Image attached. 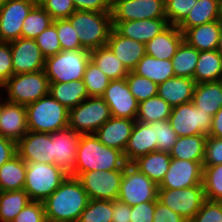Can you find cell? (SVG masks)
Masks as SVG:
<instances>
[{"label": "cell", "mask_w": 222, "mask_h": 222, "mask_svg": "<svg viewBox=\"0 0 222 222\" xmlns=\"http://www.w3.org/2000/svg\"><path fill=\"white\" fill-rule=\"evenodd\" d=\"M89 200L80 181L68 175L43 201L47 222H78Z\"/></svg>", "instance_id": "1"}, {"label": "cell", "mask_w": 222, "mask_h": 222, "mask_svg": "<svg viewBox=\"0 0 222 222\" xmlns=\"http://www.w3.org/2000/svg\"><path fill=\"white\" fill-rule=\"evenodd\" d=\"M128 163L124 153L105 146L95 134H81L74 168V177L88 171L124 169Z\"/></svg>", "instance_id": "2"}, {"label": "cell", "mask_w": 222, "mask_h": 222, "mask_svg": "<svg viewBox=\"0 0 222 222\" xmlns=\"http://www.w3.org/2000/svg\"><path fill=\"white\" fill-rule=\"evenodd\" d=\"M83 48L93 50L107 44L113 23L111 12L76 10L68 18Z\"/></svg>", "instance_id": "3"}, {"label": "cell", "mask_w": 222, "mask_h": 222, "mask_svg": "<svg viewBox=\"0 0 222 222\" xmlns=\"http://www.w3.org/2000/svg\"><path fill=\"white\" fill-rule=\"evenodd\" d=\"M28 130L53 133L68 127L69 110L50 94L25 106Z\"/></svg>", "instance_id": "4"}, {"label": "cell", "mask_w": 222, "mask_h": 222, "mask_svg": "<svg viewBox=\"0 0 222 222\" xmlns=\"http://www.w3.org/2000/svg\"><path fill=\"white\" fill-rule=\"evenodd\" d=\"M90 61V50H61L45 59L44 71L49 83L83 80L86 66Z\"/></svg>", "instance_id": "5"}, {"label": "cell", "mask_w": 222, "mask_h": 222, "mask_svg": "<svg viewBox=\"0 0 222 222\" xmlns=\"http://www.w3.org/2000/svg\"><path fill=\"white\" fill-rule=\"evenodd\" d=\"M66 174L55 164L26 162L24 190L31 201H45L66 179Z\"/></svg>", "instance_id": "6"}, {"label": "cell", "mask_w": 222, "mask_h": 222, "mask_svg": "<svg viewBox=\"0 0 222 222\" xmlns=\"http://www.w3.org/2000/svg\"><path fill=\"white\" fill-rule=\"evenodd\" d=\"M7 93L4 99L27 106L49 94V81L44 70L12 75L1 87Z\"/></svg>", "instance_id": "7"}, {"label": "cell", "mask_w": 222, "mask_h": 222, "mask_svg": "<svg viewBox=\"0 0 222 222\" xmlns=\"http://www.w3.org/2000/svg\"><path fill=\"white\" fill-rule=\"evenodd\" d=\"M110 108L102 97H88L69 110V124L80 134H94L111 118Z\"/></svg>", "instance_id": "8"}, {"label": "cell", "mask_w": 222, "mask_h": 222, "mask_svg": "<svg viewBox=\"0 0 222 222\" xmlns=\"http://www.w3.org/2000/svg\"><path fill=\"white\" fill-rule=\"evenodd\" d=\"M158 185L140 172L134 165L128 163L120 183L118 200L134 206L143 202L156 201Z\"/></svg>", "instance_id": "9"}, {"label": "cell", "mask_w": 222, "mask_h": 222, "mask_svg": "<svg viewBox=\"0 0 222 222\" xmlns=\"http://www.w3.org/2000/svg\"><path fill=\"white\" fill-rule=\"evenodd\" d=\"M212 117L191 101L172 107L169 122L178 137L208 135Z\"/></svg>", "instance_id": "10"}, {"label": "cell", "mask_w": 222, "mask_h": 222, "mask_svg": "<svg viewBox=\"0 0 222 222\" xmlns=\"http://www.w3.org/2000/svg\"><path fill=\"white\" fill-rule=\"evenodd\" d=\"M157 200L190 221L206 200L203 186L183 189L158 188Z\"/></svg>", "instance_id": "11"}, {"label": "cell", "mask_w": 222, "mask_h": 222, "mask_svg": "<svg viewBox=\"0 0 222 222\" xmlns=\"http://www.w3.org/2000/svg\"><path fill=\"white\" fill-rule=\"evenodd\" d=\"M124 169L109 171H88L77 179L88 194L89 199L117 200Z\"/></svg>", "instance_id": "12"}, {"label": "cell", "mask_w": 222, "mask_h": 222, "mask_svg": "<svg viewBox=\"0 0 222 222\" xmlns=\"http://www.w3.org/2000/svg\"><path fill=\"white\" fill-rule=\"evenodd\" d=\"M112 21L166 18L165 0H112Z\"/></svg>", "instance_id": "13"}, {"label": "cell", "mask_w": 222, "mask_h": 222, "mask_svg": "<svg viewBox=\"0 0 222 222\" xmlns=\"http://www.w3.org/2000/svg\"><path fill=\"white\" fill-rule=\"evenodd\" d=\"M37 4L34 0H7L0 7V42L21 37L24 19Z\"/></svg>", "instance_id": "14"}, {"label": "cell", "mask_w": 222, "mask_h": 222, "mask_svg": "<svg viewBox=\"0 0 222 222\" xmlns=\"http://www.w3.org/2000/svg\"><path fill=\"white\" fill-rule=\"evenodd\" d=\"M101 97L109 106L112 117L136 120L139 102L130 92L126 78L110 80Z\"/></svg>", "instance_id": "15"}, {"label": "cell", "mask_w": 222, "mask_h": 222, "mask_svg": "<svg viewBox=\"0 0 222 222\" xmlns=\"http://www.w3.org/2000/svg\"><path fill=\"white\" fill-rule=\"evenodd\" d=\"M203 165L200 162L173 159L158 188L183 189L203 186Z\"/></svg>", "instance_id": "16"}, {"label": "cell", "mask_w": 222, "mask_h": 222, "mask_svg": "<svg viewBox=\"0 0 222 222\" xmlns=\"http://www.w3.org/2000/svg\"><path fill=\"white\" fill-rule=\"evenodd\" d=\"M12 52L13 75L34 73L45 68V57L36 40L22 38L10 42Z\"/></svg>", "instance_id": "17"}, {"label": "cell", "mask_w": 222, "mask_h": 222, "mask_svg": "<svg viewBox=\"0 0 222 222\" xmlns=\"http://www.w3.org/2000/svg\"><path fill=\"white\" fill-rule=\"evenodd\" d=\"M80 136L69 126L51 133L54 164L73 177Z\"/></svg>", "instance_id": "18"}, {"label": "cell", "mask_w": 222, "mask_h": 222, "mask_svg": "<svg viewBox=\"0 0 222 222\" xmlns=\"http://www.w3.org/2000/svg\"><path fill=\"white\" fill-rule=\"evenodd\" d=\"M17 155L25 162L54 164L51 133L28 130L17 142Z\"/></svg>", "instance_id": "19"}, {"label": "cell", "mask_w": 222, "mask_h": 222, "mask_svg": "<svg viewBox=\"0 0 222 222\" xmlns=\"http://www.w3.org/2000/svg\"><path fill=\"white\" fill-rule=\"evenodd\" d=\"M2 96L1 94L0 98ZM1 99L3 100H0V135L18 142L28 132L26 108L3 97Z\"/></svg>", "instance_id": "20"}, {"label": "cell", "mask_w": 222, "mask_h": 222, "mask_svg": "<svg viewBox=\"0 0 222 222\" xmlns=\"http://www.w3.org/2000/svg\"><path fill=\"white\" fill-rule=\"evenodd\" d=\"M114 29L122 36L146 44L165 30L169 23L166 18L112 21Z\"/></svg>", "instance_id": "21"}, {"label": "cell", "mask_w": 222, "mask_h": 222, "mask_svg": "<svg viewBox=\"0 0 222 222\" xmlns=\"http://www.w3.org/2000/svg\"><path fill=\"white\" fill-rule=\"evenodd\" d=\"M157 151V141L154 135V122L141 123L135 121L128 143L124 151L127 163H132L138 157Z\"/></svg>", "instance_id": "22"}, {"label": "cell", "mask_w": 222, "mask_h": 222, "mask_svg": "<svg viewBox=\"0 0 222 222\" xmlns=\"http://www.w3.org/2000/svg\"><path fill=\"white\" fill-rule=\"evenodd\" d=\"M135 121L128 118L111 117L94 134L105 146L124 153Z\"/></svg>", "instance_id": "23"}, {"label": "cell", "mask_w": 222, "mask_h": 222, "mask_svg": "<svg viewBox=\"0 0 222 222\" xmlns=\"http://www.w3.org/2000/svg\"><path fill=\"white\" fill-rule=\"evenodd\" d=\"M106 45L129 71H132L146 54L144 43L122 36L114 28Z\"/></svg>", "instance_id": "24"}, {"label": "cell", "mask_w": 222, "mask_h": 222, "mask_svg": "<svg viewBox=\"0 0 222 222\" xmlns=\"http://www.w3.org/2000/svg\"><path fill=\"white\" fill-rule=\"evenodd\" d=\"M183 41L182 31L176 25H169L145 44L146 54L161 60L172 59Z\"/></svg>", "instance_id": "25"}, {"label": "cell", "mask_w": 222, "mask_h": 222, "mask_svg": "<svg viewBox=\"0 0 222 222\" xmlns=\"http://www.w3.org/2000/svg\"><path fill=\"white\" fill-rule=\"evenodd\" d=\"M195 81L187 77L174 76L158 85L157 95L170 106L191 102Z\"/></svg>", "instance_id": "26"}, {"label": "cell", "mask_w": 222, "mask_h": 222, "mask_svg": "<svg viewBox=\"0 0 222 222\" xmlns=\"http://www.w3.org/2000/svg\"><path fill=\"white\" fill-rule=\"evenodd\" d=\"M221 32V20L211 21L187 29L183 33L184 41L200 51L216 50Z\"/></svg>", "instance_id": "27"}, {"label": "cell", "mask_w": 222, "mask_h": 222, "mask_svg": "<svg viewBox=\"0 0 222 222\" xmlns=\"http://www.w3.org/2000/svg\"><path fill=\"white\" fill-rule=\"evenodd\" d=\"M192 102L199 110L214 116L222 106V80L196 83Z\"/></svg>", "instance_id": "28"}, {"label": "cell", "mask_w": 222, "mask_h": 222, "mask_svg": "<svg viewBox=\"0 0 222 222\" xmlns=\"http://www.w3.org/2000/svg\"><path fill=\"white\" fill-rule=\"evenodd\" d=\"M171 157L169 153L162 151H153L146 155L138 157L131 164L140 172L145 174L154 183L159 185L166 172L169 170Z\"/></svg>", "instance_id": "29"}, {"label": "cell", "mask_w": 222, "mask_h": 222, "mask_svg": "<svg viewBox=\"0 0 222 222\" xmlns=\"http://www.w3.org/2000/svg\"><path fill=\"white\" fill-rule=\"evenodd\" d=\"M49 94L68 110L76 107L89 97L83 80L49 83Z\"/></svg>", "instance_id": "30"}, {"label": "cell", "mask_w": 222, "mask_h": 222, "mask_svg": "<svg viewBox=\"0 0 222 222\" xmlns=\"http://www.w3.org/2000/svg\"><path fill=\"white\" fill-rule=\"evenodd\" d=\"M132 71L139 76L148 78L157 85L174 77L171 59L161 60L147 54Z\"/></svg>", "instance_id": "31"}, {"label": "cell", "mask_w": 222, "mask_h": 222, "mask_svg": "<svg viewBox=\"0 0 222 222\" xmlns=\"http://www.w3.org/2000/svg\"><path fill=\"white\" fill-rule=\"evenodd\" d=\"M216 20H221L220 0H198L177 27L184 33L189 28Z\"/></svg>", "instance_id": "32"}, {"label": "cell", "mask_w": 222, "mask_h": 222, "mask_svg": "<svg viewBox=\"0 0 222 222\" xmlns=\"http://www.w3.org/2000/svg\"><path fill=\"white\" fill-rule=\"evenodd\" d=\"M193 80L195 83L222 80V56L217 49L199 52Z\"/></svg>", "instance_id": "33"}, {"label": "cell", "mask_w": 222, "mask_h": 222, "mask_svg": "<svg viewBox=\"0 0 222 222\" xmlns=\"http://www.w3.org/2000/svg\"><path fill=\"white\" fill-rule=\"evenodd\" d=\"M207 135H193L178 137L169 151L173 159L200 162L203 165L205 142Z\"/></svg>", "instance_id": "34"}, {"label": "cell", "mask_w": 222, "mask_h": 222, "mask_svg": "<svg viewBox=\"0 0 222 222\" xmlns=\"http://www.w3.org/2000/svg\"><path fill=\"white\" fill-rule=\"evenodd\" d=\"M90 60L95 63L110 80L126 78L130 72L107 45L91 50Z\"/></svg>", "instance_id": "35"}, {"label": "cell", "mask_w": 222, "mask_h": 222, "mask_svg": "<svg viewBox=\"0 0 222 222\" xmlns=\"http://www.w3.org/2000/svg\"><path fill=\"white\" fill-rule=\"evenodd\" d=\"M26 162L18 155L0 167V191L24 189Z\"/></svg>", "instance_id": "36"}, {"label": "cell", "mask_w": 222, "mask_h": 222, "mask_svg": "<svg viewBox=\"0 0 222 222\" xmlns=\"http://www.w3.org/2000/svg\"><path fill=\"white\" fill-rule=\"evenodd\" d=\"M172 106L158 95L139 102L136 121L152 123L169 120Z\"/></svg>", "instance_id": "37"}, {"label": "cell", "mask_w": 222, "mask_h": 222, "mask_svg": "<svg viewBox=\"0 0 222 222\" xmlns=\"http://www.w3.org/2000/svg\"><path fill=\"white\" fill-rule=\"evenodd\" d=\"M30 201L24 189L0 191V222H12Z\"/></svg>", "instance_id": "38"}, {"label": "cell", "mask_w": 222, "mask_h": 222, "mask_svg": "<svg viewBox=\"0 0 222 222\" xmlns=\"http://www.w3.org/2000/svg\"><path fill=\"white\" fill-rule=\"evenodd\" d=\"M199 51L183 41L172 57L174 76L194 78Z\"/></svg>", "instance_id": "39"}, {"label": "cell", "mask_w": 222, "mask_h": 222, "mask_svg": "<svg viewBox=\"0 0 222 222\" xmlns=\"http://www.w3.org/2000/svg\"><path fill=\"white\" fill-rule=\"evenodd\" d=\"M53 21L50 14L38 3L24 19L21 37L35 40Z\"/></svg>", "instance_id": "40"}, {"label": "cell", "mask_w": 222, "mask_h": 222, "mask_svg": "<svg viewBox=\"0 0 222 222\" xmlns=\"http://www.w3.org/2000/svg\"><path fill=\"white\" fill-rule=\"evenodd\" d=\"M202 184L207 200L222 202V164L203 166Z\"/></svg>", "instance_id": "41"}, {"label": "cell", "mask_w": 222, "mask_h": 222, "mask_svg": "<svg viewBox=\"0 0 222 222\" xmlns=\"http://www.w3.org/2000/svg\"><path fill=\"white\" fill-rule=\"evenodd\" d=\"M83 82L89 97H101L108 87L110 79L90 60L85 69Z\"/></svg>", "instance_id": "42"}, {"label": "cell", "mask_w": 222, "mask_h": 222, "mask_svg": "<svg viewBox=\"0 0 222 222\" xmlns=\"http://www.w3.org/2000/svg\"><path fill=\"white\" fill-rule=\"evenodd\" d=\"M112 217L111 200L90 199L78 222H112Z\"/></svg>", "instance_id": "43"}, {"label": "cell", "mask_w": 222, "mask_h": 222, "mask_svg": "<svg viewBox=\"0 0 222 222\" xmlns=\"http://www.w3.org/2000/svg\"><path fill=\"white\" fill-rule=\"evenodd\" d=\"M126 82L130 92L138 102L157 95L158 85L148 78L142 77L130 71L126 76Z\"/></svg>", "instance_id": "44"}, {"label": "cell", "mask_w": 222, "mask_h": 222, "mask_svg": "<svg viewBox=\"0 0 222 222\" xmlns=\"http://www.w3.org/2000/svg\"><path fill=\"white\" fill-rule=\"evenodd\" d=\"M198 0H165V14L169 25L178 26Z\"/></svg>", "instance_id": "45"}, {"label": "cell", "mask_w": 222, "mask_h": 222, "mask_svg": "<svg viewBox=\"0 0 222 222\" xmlns=\"http://www.w3.org/2000/svg\"><path fill=\"white\" fill-rule=\"evenodd\" d=\"M53 24L57 28L58 39L62 50L84 49L68 19H57L53 21Z\"/></svg>", "instance_id": "46"}, {"label": "cell", "mask_w": 222, "mask_h": 222, "mask_svg": "<svg viewBox=\"0 0 222 222\" xmlns=\"http://www.w3.org/2000/svg\"><path fill=\"white\" fill-rule=\"evenodd\" d=\"M154 135L157 141V151L167 153L172 149L178 138L169 120L155 121Z\"/></svg>", "instance_id": "47"}, {"label": "cell", "mask_w": 222, "mask_h": 222, "mask_svg": "<svg viewBox=\"0 0 222 222\" xmlns=\"http://www.w3.org/2000/svg\"><path fill=\"white\" fill-rule=\"evenodd\" d=\"M35 40L45 59L58 54L62 50L57 28L53 23L38 35Z\"/></svg>", "instance_id": "48"}, {"label": "cell", "mask_w": 222, "mask_h": 222, "mask_svg": "<svg viewBox=\"0 0 222 222\" xmlns=\"http://www.w3.org/2000/svg\"><path fill=\"white\" fill-rule=\"evenodd\" d=\"M39 4L50 14L53 20L67 19L76 11L73 0H41Z\"/></svg>", "instance_id": "49"}, {"label": "cell", "mask_w": 222, "mask_h": 222, "mask_svg": "<svg viewBox=\"0 0 222 222\" xmlns=\"http://www.w3.org/2000/svg\"><path fill=\"white\" fill-rule=\"evenodd\" d=\"M189 222H222V202L206 199Z\"/></svg>", "instance_id": "50"}, {"label": "cell", "mask_w": 222, "mask_h": 222, "mask_svg": "<svg viewBox=\"0 0 222 222\" xmlns=\"http://www.w3.org/2000/svg\"><path fill=\"white\" fill-rule=\"evenodd\" d=\"M12 222H47L43 202L30 201Z\"/></svg>", "instance_id": "51"}, {"label": "cell", "mask_w": 222, "mask_h": 222, "mask_svg": "<svg viewBox=\"0 0 222 222\" xmlns=\"http://www.w3.org/2000/svg\"><path fill=\"white\" fill-rule=\"evenodd\" d=\"M222 164V138L207 135L203 166Z\"/></svg>", "instance_id": "52"}, {"label": "cell", "mask_w": 222, "mask_h": 222, "mask_svg": "<svg viewBox=\"0 0 222 222\" xmlns=\"http://www.w3.org/2000/svg\"><path fill=\"white\" fill-rule=\"evenodd\" d=\"M13 75L10 43L0 42V87Z\"/></svg>", "instance_id": "53"}, {"label": "cell", "mask_w": 222, "mask_h": 222, "mask_svg": "<svg viewBox=\"0 0 222 222\" xmlns=\"http://www.w3.org/2000/svg\"><path fill=\"white\" fill-rule=\"evenodd\" d=\"M155 201L131 206V222H153Z\"/></svg>", "instance_id": "54"}, {"label": "cell", "mask_w": 222, "mask_h": 222, "mask_svg": "<svg viewBox=\"0 0 222 222\" xmlns=\"http://www.w3.org/2000/svg\"><path fill=\"white\" fill-rule=\"evenodd\" d=\"M153 222H189L158 200L155 201Z\"/></svg>", "instance_id": "55"}, {"label": "cell", "mask_w": 222, "mask_h": 222, "mask_svg": "<svg viewBox=\"0 0 222 222\" xmlns=\"http://www.w3.org/2000/svg\"><path fill=\"white\" fill-rule=\"evenodd\" d=\"M76 10L111 12L112 0H73Z\"/></svg>", "instance_id": "56"}, {"label": "cell", "mask_w": 222, "mask_h": 222, "mask_svg": "<svg viewBox=\"0 0 222 222\" xmlns=\"http://www.w3.org/2000/svg\"><path fill=\"white\" fill-rule=\"evenodd\" d=\"M17 155V142L0 135V167Z\"/></svg>", "instance_id": "57"}, {"label": "cell", "mask_w": 222, "mask_h": 222, "mask_svg": "<svg viewBox=\"0 0 222 222\" xmlns=\"http://www.w3.org/2000/svg\"><path fill=\"white\" fill-rule=\"evenodd\" d=\"M112 222H131V206L117 200L112 201Z\"/></svg>", "instance_id": "58"}, {"label": "cell", "mask_w": 222, "mask_h": 222, "mask_svg": "<svg viewBox=\"0 0 222 222\" xmlns=\"http://www.w3.org/2000/svg\"><path fill=\"white\" fill-rule=\"evenodd\" d=\"M208 135L222 138V106L212 117V124Z\"/></svg>", "instance_id": "59"}, {"label": "cell", "mask_w": 222, "mask_h": 222, "mask_svg": "<svg viewBox=\"0 0 222 222\" xmlns=\"http://www.w3.org/2000/svg\"><path fill=\"white\" fill-rule=\"evenodd\" d=\"M217 51L222 56V20H221V32H220L219 42H218V46H217Z\"/></svg>", "instance_id": "60"}, {"label": "cell", "mask_w": 222, "mask_h": 222, "mask_svg": "<svg viewBox=\"0 0 222 222\" xmlns=\"http://www.w3.org/2000/svg\"><path fill=\"white\" fill-rule=\"evenodd\" d=\"M220 18L222 20V0H220Z\"/></svg>", "instance_id": "61"}, {"label": "cell", "mask_w": 222, "mask_h": 222, "mask_svg": "<svg viewBox=\"0 0 222 222\" xmlns=\"http://www.w3.org/2000/svg\"><path fill=\"white\" fill-rule=\"evenodd\" d=\"M7 0H0V7L6 2Z\"/></svg>", "instance_id": "62"}]
</instances>
